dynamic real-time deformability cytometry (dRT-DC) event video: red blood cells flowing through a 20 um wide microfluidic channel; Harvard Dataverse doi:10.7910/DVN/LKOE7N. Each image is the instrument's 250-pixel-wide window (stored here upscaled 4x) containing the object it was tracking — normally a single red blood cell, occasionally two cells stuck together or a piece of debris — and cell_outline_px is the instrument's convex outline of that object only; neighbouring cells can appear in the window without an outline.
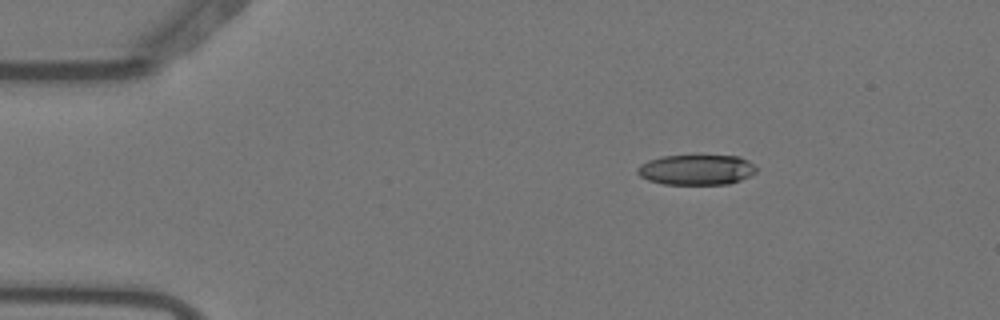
{"species": "Egyptian fruit bat (a non-hibernating species)", "species_latin": "Rousettus aegyptiacus", "temperature_condition": "warm", "stored_images_in_passage": 3, "camera_frame_rate_fps": 3000, "um_per_image_px": 0.085, "animal": {"sex": "female"}, "frame": {"image": 1, "passage_image": 1, "time_ms": 0.0, "image_size_px": [1000, 320], "cell_outline_px": [[756, 172], [740, 180], [728, 184], [664, 184], [648, 180], [640, 176], [636, 172], [636, 168], [640, 164], [648, 160], [660, 156], [740, 156], [748, 160], [756, 168]], "centroid_in_image_um": [59.16, 14.43], "position_along_channel_um": 25.8, "area_um2": 20.92}}